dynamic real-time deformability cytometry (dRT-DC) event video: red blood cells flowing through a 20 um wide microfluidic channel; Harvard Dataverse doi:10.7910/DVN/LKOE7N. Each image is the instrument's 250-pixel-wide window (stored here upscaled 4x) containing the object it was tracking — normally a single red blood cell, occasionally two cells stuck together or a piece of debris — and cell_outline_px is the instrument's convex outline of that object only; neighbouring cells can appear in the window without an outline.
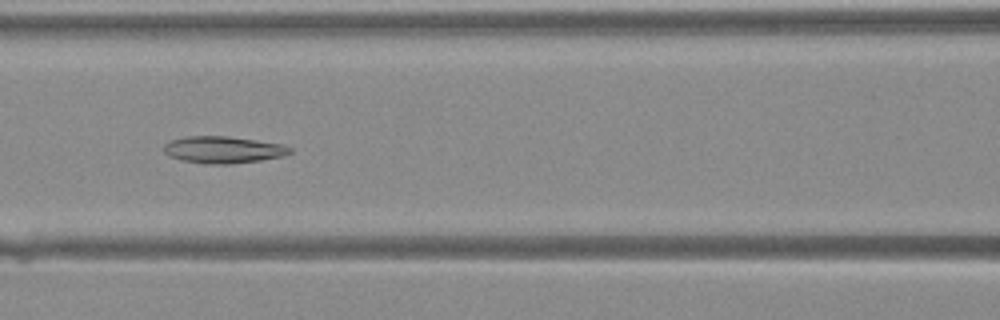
{"species": "Egyptian fruit bat (a non-hibernating species)", "species_latin": "Rousettus aegyptiacus", "temperature_condition": "warm", "stored_images_in_passage": 22, "camera_frame_rate_fps": 3000, "um_per_image_px": 0.085, "animal": {"sex": "female"}, "frame": {"image": 1, "passage_image": 9, "time_ms": 2.667, "image_size_px": [1000, 320], "cell_outline_px": [[292, 152], [284, 156], [260, 160], [232, 164], [204, 164], [180, 160], [168, 156], [164, 152], [164, 144], [168, 140], [184, 136], [228, 136], [256, 140], [280, 144], [292, 148]], "centroid_in_image_um": [18.92, 12.73], "position_along_channel_um": 147.7, "area_um2": 20.0}}
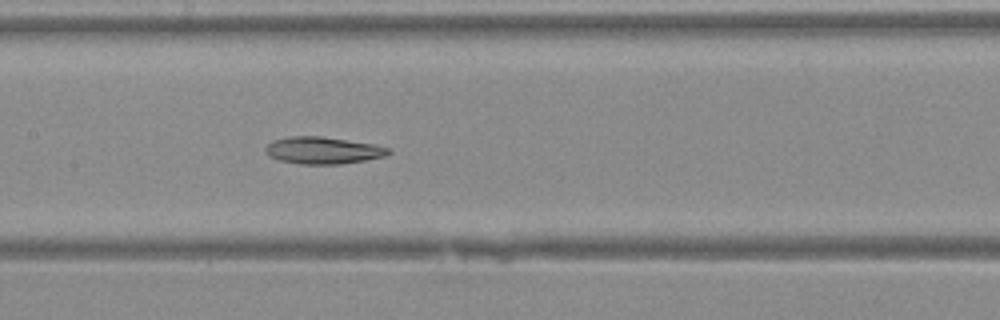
{"frame": {"image": 2, "passage_image": 11, "time_ms": 3.333, "image_size_px": [1000, 320], "cell_outline_px": [[392, 152], [384, 156], [364, 160], [340, 164], [300, 164], [280, 160], [268, 156], [264, 148], [272, 140], [288, 136], [320, 136], [372, 144], [392, 148]], "centroid_in_image_um": [27.43, 12.78], "position_along_channel_um": 180.0, "area_um2": 19.31}}